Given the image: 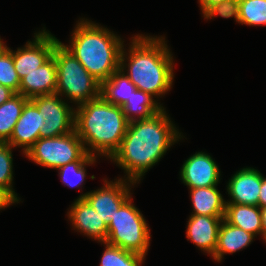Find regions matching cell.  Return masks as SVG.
Masks as SVG:
<instances>
[{"mask_svg":"<svg viewBox=\"0 0 266 266\" xmlns=\"http://www.w3.org/2000/svg\"><path fill=\"white\" fill-rule=\"evenodd\" d=\"M136 86L128 79L125 72L118 69L108 80L101 83L100 95L109 103L123 106Z\"/></svg>","mask_w":266,"mask_h":266,"instance_id":"cell-20","label":"cell"},{"mask_svg":"<svg viewBox=\"0 0 266 266\" xmlns=\"http://www.w3.org/2000/svg\"><path fill=\"white\" fill-rule=\"evenodd\" d=\"M95 162L96 156H92L86 152L78 161L66 164L57 170H59V175L64 185L70 188H79L83 186L86 178V165H92Z\"/></svg>","mask_w":266,"mask_h":266,"instance_id":"cell-23","label":"cell"},{"mask_svg":"<svg viewBox=\"0 0 266 266\" xmlns=\"http://www.w3.org/2000/svg\"><path fill=\"white\" fill-rule=\"evenodd\" d=\"M131 197L116 210L105 243L146 256L151 239L149 226Z\"/></svg>","mask_w":266,"mask_h":266,"instance_id":"cell-6","label":"cell"},{"mask_svg":"<svg viewBox=\"0 0 266 266\" xmlns=\"http://www.w3.org/2000/svg\"><path fill=\"white\" fill-rule=\"evenodd\" d=\"M131 40L128 53L123 46L120 69L126 72L136 89L158 99L170 91L174 79L173 56L165 44L167 41L165 37L142 34L135 35ZM126 61L129 63L126 64Z\"/></svg>","mask_w":266,"mask_h":266,"instance_id":"cell-2","label":"cell"},{"mask_svg":"<svg viewBox=\"0 0 266 266\" xmlns=\"http://www.w3.org/2000/svg\"><path fill=\"white\" fill-rule=\"evenodd\" d=\"M219 15L223 18H235V21L239 23V0H226L221 3H217L210 6L204 13L205 19L214 18Z\"/></svg>","mask_w":266,"mask_h":266,"instance_id":"cell-28","label":"cell"},{"mask_svg":"<svg viewBox=\"0 0 266 266\" xmlns=\"http://www.w3.org/2000/svg\"><path fill=\"white\" fill-rule=\"evenodd\" d=\"M67 215L74 230L76 229L100 243H105L108 236V226L84 198H77Z\"/></svg>","mask_w":266,"mask_h":266,"instance_id":"cell-14","label":"cell"},{"mask_svg":"<svg viewBox=\"0 0 266 266\" xmlns=\"http://www.w3.org/2000/svg\"><path fill=\"white\" fill-rule=\"evenodd\" d=\"M220 169L213 158L205 152H196L184 161L180 178L189 188L217 186L220 182Z\"/></svg>","mask_w":266,"mask_h":266,"instance_id":"cell-11","label":"cell"},{"mask_svg":"<svg viewBox=\"0 0 266 266\" xmlns=\"http://www.w3.org/2000/svg\"><path fill=\"white\" fill-rule=\"evenodd\" d=\"M224 219L244 231L263 237V226L259 206L226 203Z\"/></svg>","mask_w":266,"mask_h":266,"instance_id":"cell-18","label":"cell"},{"mask_svg":"<svg viewBox=\"0 0 266 266\" xmlns=\"http://www.w3.org/2000/svg\"><path fill=\"white\" fill-rule=\"evenodd\" d=\"M105 246L100 266H141L145 260L144 255L126 251L117 246L103 243Z\"/></svg>","mask_w":266,"mask_h":266,"instance_id":"cell-24","label":"cell"},{"mask_svg":"<svg viewBox=\"0 0 266 266\" xmlns=\"http://www.w3.org/2000/svg\"><path fill=\"white\" fill-rule=\"evenodd\" d=\"M71 36L68 46L62 44L100 83L120 69L124 41L107 27L82 18Z\"/></svg>","mask_w":266,"mask_h":266,"instance_id":"cell-4","label":"cell"},{"mask_svg":"<svg viewBox=\"0 0 266 266\" xmlns=\"http://www.w3.org/2000/svg\"><path fill=\"white\" fill-rule=\"evenodd\" d=\"M216 187L190 189L194 211L191 215L225 216L226 200Z\"/></svg>","mask_w":266,"mask_h":266,"instance_id":"cell-19","label":"cell"},{"mask_svg":"<svg viewBox=\"0 0 266 266\" xmlns=\"http://www.w3.org/2000/svg\"><path fill=\"white\" fill-rule=\"evenodd\" d=\"M15 94L9 87L0 84V105L8 101Z\"/></svg>","mask_w":266,"mask_h":266,"instance_id":"cell-30","label":"cell"},{"mask_svg":"<svg viewBox=\"0 0 266 266\" xmlns=\"http://www.w3.org/2000/svg\"><path fill=\"white\" fill-rule=\"evenodd\" d=\"M86 153L76 131L53 138H39L26 152V157L43 167L58 169L78 161Z\"/></svg>","mask_w":266,"mask_h":266,"instance_id":"cell-7","label":"cell"},{"mask_svg":"<svg viewBox=\"0 0 266 266\" xmlns=\"http://www.w3.org/2000/svg\"><path fill=\"white\" fill-rule=\"evenodd\" d=\"M262 174L257 169L246 167L238 170L227 183L230 200L226 203L259 206Z\"/></svg>","mask_w":266,"mask_h":266,"instance_id":"cell-13","label":"cell"},{"mask_svg":"<svg viewBox=\"0 0 266 266\" xmlns=\"http://www.w3.org/2000/svg\"><path fill=\"white\" fill-rule=\"evenodd\" d=\"M57 88V67L52 55L39 68L20 80L19 94L27 99L55 94Z\"/></svg>","mask_w":266,"mask_h":266,"instance_id":"cell-16","label":"cell"},{"mask_svg":"<svg viewBox=\"0 0 266 266\" xmlns=\"http://www.w3.org/2000/svg\"><path fill=\"white\" fill-rule=\"evenodd\" d=\"M17 203L4 189L0 187V210Z\"/></svg>","mask_w":266,"mask_h":266,"instance_id":"cell-29","label":"cell"},{"mask_svg":"<svg viewBox=\"0 0 266 266\" xmlns=\"http://www.w3.org/2000/svg\"><path fill=\"white\" fill-rule=\"evenodd\" d=\"M239 23L266 25V0H239Z\"/></svg>","mask_w":266,"mask_h":266,"instance_id":"cell-25","label":"cell"},{"mask_svg":"<svg viewBox=\"0 0 266 266\" xmlns=\"http://www.w3.org/2000/svg\"><path fill=\"white\" fill-rule=\"evenodd\" d=\"M128 124L122 107L107 102L101 95L75 109L74 130L92 156L110 159L119 149Z\"/></svg>","mask_w":266,"mask_h":266,"instance_id":"cell-3","label":"cell"},{"mask_svg":"<svg viewBox=\"0 0 266 266\" xmlns=\"http://www.w3.org/2000/svg\"><path fill=\"white\" fill-rule=\"evenodd\" d=\"M124 178L113 181L105 180L100 189L81 194L78 199H85L109 225L116 210L131 196L130 187L136 183ZM131 184H129V183Z\"/></svg>","mask_w":266,"mask_h":266,"instance_id":"cell-10","label":"cell"},{"mask_svg":"<svg viewBox=\"0 0 266 266\" xmlns=\"http://www.w3.org/2000/svg\"><path fill=\"white\" fill-rule=\"evenodd\" d=\"M254 238L253 234L233 226L223 219L218 232L216 250L212 258L217 262H221L224 258L223 255L226 253L233 254L244 249L251 244Z\"/></svg>","mask_w":266,"mask_h":266,"instance_id":"cell-17","label":"cell"},{"mask_svg":"<svg viewBox=\"0 0 266 266\" xmlns=\"http://www.w3.org/2000/svg\"><path fill=\"white\" fill-rule=\"evenodd\" d=\"M226 0H199L202 13H204L210 6L221 3Z\"/></svg>","mask_w":266,"mask_h":266,"instance_id":"cell-32","label":"cell"},{"mask_svg":"<svg viewBox=\"0 0 266 266\" xmlns=\"http://www.w3.org/2000/svg\"><path fill=\"white\" fill-rule=\"evenodd\" d=\"M59 40L53 36L46 28L36 32L33 41H28L22 48L12 50V57L15 70L19 79L35 71L45 63L53 53L55 45Z\"/></svg>","mask_w":266,"mask_h":266,"instance_id":"cell-9","label":"cell"},{"mask_svg":"<svg viewBox=\"0 0 266 266\" xmlns=\"http://www.w3.org/2000/svg\"><path fill=\"white\" fill-rule=\"evenodd\" d=\"M7 50H8L7 45L4 44L3 40H1L0 37V56Z\"/></svg>","mask_w":266,"mask_h":266,"instance_id":"cell-34","label":"cell"},{"mask_svg":"<svg viewBox=\"0 0 266 266\" xmlns=\"http://www.w3.org/2000/svg\"><path fill=\"white\" fill-rule=\"evenodd\" d=\"M44 117L40 138H53L74 131L75 108L63 101L58 94L37 96L30 99Z\"/></svg>","mask_w":266,"mask_h":266,"instance_id":"cell-8","label":"cell"},{"mask_svg":"<svg viewBox=\"0 0 266 266\" xmlns=\"http://www.w3.org/2000/svg\"><path fill=\"white\" fill-rule=\"evenodd\" d=\"M224 217L191 215L186 229L187 240L212 257L216 250L218 232Z\"/></svg>","mask_w":266,"mask_h":266,"instance_id":"cell-15","label":"cell"},{"mask_svg":"<svg viewBox=\"0 0 266 266\" xmlns=\"http://www.w3.org/2000/svg\"><path fill=\"white\" fill-rule=\"evenodd\" d=\"M12 148L7 142H0V187L19 203L21 200L12 186L14 178Z\"/></svg>","mask_w":266,"mask_h":266,"instance_id":"cell-26","label":"cell"},{"mask_svg":"<svg viewBox=\"0 0 266 266\" xmlns=\"http://www.w3.org/2000/svg\"><path fill=\"white\" fill-rule=\"evenodd\" d=\"M28 100L23 95L16 93L0 105V142H7L10 139L14 126Z\"/></svg>","mask_w":266,"mask_h":266,"instance_id":"cell-22","label":"cell"},{"mask_svg":"<svg viewBox=\"0 0 266 266\" xmlns=\"http://www.w3.org/2000/svg\"><path fill=\"white\" fill-rule=\"evenodd\" d=\"M52 55L57 67V88L55 93L80 106L100 96L101 83L69 52L61 41ZM62 94V95H61Z\"/></svg>","mask_w":266,"mask_h":266,"instance_id":"cell-5","label":"cell"},{"mask_svg":"<svg viewBox=\"0 0 266 266\" xmlns=\"http://www.w3.org/2000/svg\"><path fill=\"white\" fill-rule=\"evenodd\" d=\"M183 138L163 108L147 119L129 122L119 149L110 158L126 172V180L139 183L178 139Z\"/></svg>","mask_w":266,"mask_h":266,"instance_id":"cell-1","label":"cell"},{"mask_svg":"<svg viewBox=\"0 0 266 266\" xmlns=\"http://www.w3.org/2000/svg\"><path fill=\"white\" fill-rule=\"evenodd\" d=\"M44 125V117L36 105L29 99L23 107L20 118L14 126L12 135L7 141L14 147H22L24 155L40 138V129Z\"/></svg>","mask_w":266,"mask_h":266,"instance_id":"cell-12","label":"cell"},{"mask_svg":"<svg viewBox=\"0 0 266 266\" xmlns=\"http://www.w3.org/2000/svg\"><path fill=\"white\" fill-rule=\"evenodd\" d=\"M261 221L263 226V237L266 235V207H260Z\"/></svg>","mask_w":266,"mask_h":266,"instance_id":"cell-33","label":"cell"},{"mask_svg":"<svg viewBox=\"0 0 266 266\" xmlns=\"http://www.w3.org/2000/svg\"><path fill=\"white\" fill-rule=\"evenodd\" d=\"M164 107L160 105L149 93L136 89L126 103L122 106L126 119H147L161 111Z\"/></svg>","mask_w":266,"mask_h":266,"instance_id":"cell-21","label":"cell"},{"mask_svg":"<svg viewBox=\"0 0 266 266\" xmlns=\"http://www.w3.org/2000/svg\"><path fill=\"white\" fill-rule=\"evenodd\" d=\"M0 84L19 94L20 79L15 70L12 50L9 47L0 56Z\"/></svg>","mask_w":266,"mask_h":266,"instance_id":"cell-27","label":"cell"},{"mask_svg":"<svg viewBox=\"0 0 266 266\" xmlns=\"http://www.w3.org/2000/svg\"><path fill=\"white\" fill-rule=\"evenodd\" d=\"M259 207H266V178L262 174V184L259 192Z\"/></svg>","mask_w":266,"mask_h":266,"instance_id":"cell-31","label":"cell"}]
</instances>
